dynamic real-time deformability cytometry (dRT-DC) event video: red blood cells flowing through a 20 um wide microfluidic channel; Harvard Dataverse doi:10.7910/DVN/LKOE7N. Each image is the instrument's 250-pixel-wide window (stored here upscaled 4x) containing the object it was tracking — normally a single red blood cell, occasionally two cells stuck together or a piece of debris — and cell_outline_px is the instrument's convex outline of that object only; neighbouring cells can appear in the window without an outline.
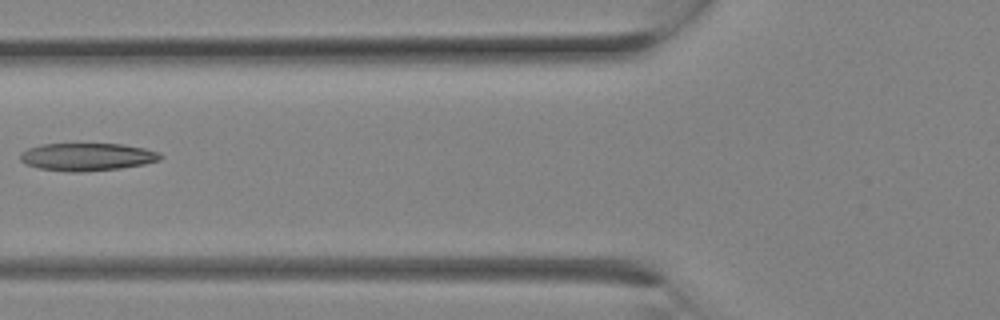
{"species": "Egyptian fruit bat (a non-hibernating species)", "species_latin": "Rousettus aegyptiacus", "temperature_condition": "room temperature", "stored_images_in_passage": 14, "camera_frame_rate_fps": 3000, "um_per_image_px": 0.085, "animal": {"sex": "female"}, "frame": {"image": 1, "passage_image": 10, "time_ms": 3.0, "image_size_px": [1000, 320], "cell_outline_px": [[164, 156], [160, 160], [144, 164], [120, 168], [84, 172], [68, 172], [40, 168], [24, 164], [20, 160], [20, 152], [28, 148], [40, 144], [120, 144], [144, 148], [160, 152]], "centroid_in_image_um": [7.4, 13.33], "position_along_channel_um": 118.4, "area_um2": 22.77}}
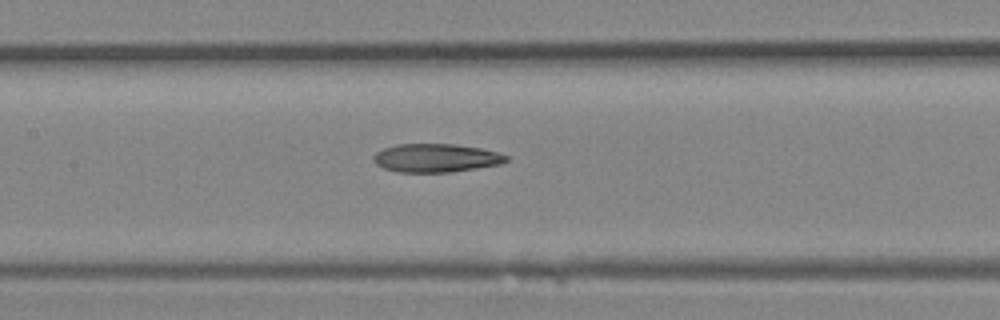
{"frame": {"image": 2, "passage_image": 12, "time_ms": 3.667, "image_size_px": [1000, 320], "cell_outline_px": [[508, 160], [500, 164], [476, 168], [448, 172], [396, 172], [384, 168], [376, 164], [372, 160], [372, 156], [376, 152], [384, 148], [396, 144], [456, 144], [480, 148], [496, 152], [508, 156]], "centroid_in_image_um": [37.01, 13.42], "position_along_channel_um": 170.4, "area_um2": 21.96}}
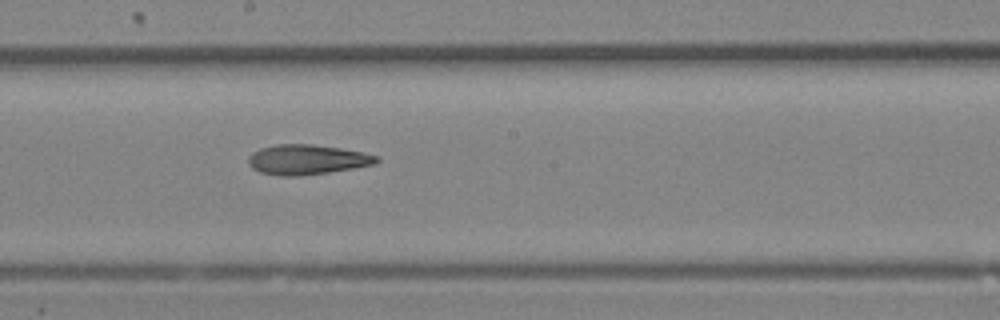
{"frame": {"image": 3, "passage_image": 14, "time_ms": 4.333, "image_size_px": [1000, 320], "cell_outline_px": [[380, 160], [376, 164], [328, 172], [300, 176], [280, 176], [260, 172], [252, 168], [248, 164], [248, 156], [252, 152], [260, 148], [276, 144], [312, 144], [340, 148], [364, 152], [376, 156]], "centroid_in_image_um": [26.07, 13.56], "position_along_channel_um": 222.1, "area_um2": 22.43}}